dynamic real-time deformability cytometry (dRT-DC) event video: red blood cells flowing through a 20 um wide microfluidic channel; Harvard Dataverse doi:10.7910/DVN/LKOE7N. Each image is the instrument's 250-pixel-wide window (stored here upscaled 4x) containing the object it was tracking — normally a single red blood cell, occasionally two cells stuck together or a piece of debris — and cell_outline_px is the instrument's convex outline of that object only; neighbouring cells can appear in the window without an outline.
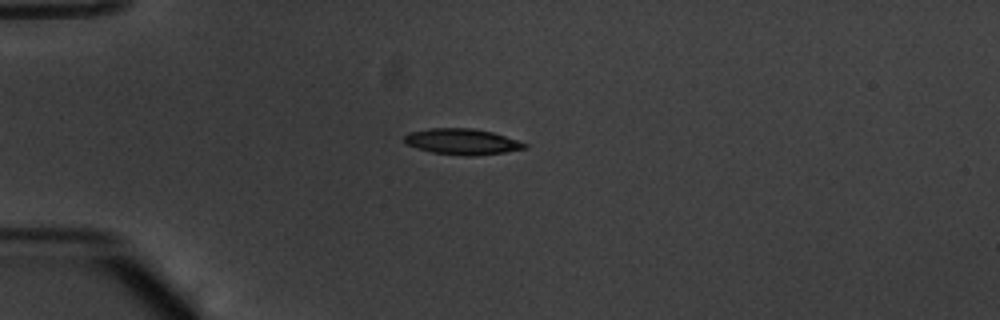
{"species": "common noctule bat (a hibernating species)", "species_latin": "Nyctalus noctula", "temperature_condition": "warm", "stored_images_in_passage": 40, "camera_frame_rate_fps": 3000, "um_per_image_px": 0.085, "animal": {"sex": "male", "body_mass_g": 20.1, "forearm_length_mm": 53.5}, "frame": {"image": 1, "passage_image": 1, "time_ms": 0.0, "image_size_px": [1000, 320], "cell_outline_px": [[528, 148], [504, 152], [476, 156], [464, 156], [432, 152], [416, 148], [404, 144], [404, 136], [408, 132], [428, 128], [472, 128], [492, 132], [528, 144]], "centroid_in_image_um": [39.24, 12.04], "position_along_channel_um": 45.8, "area_um2": 18.26}}
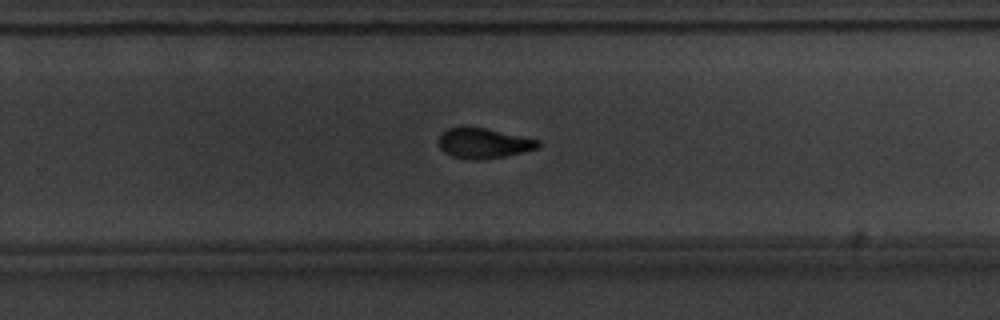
{"frame": {"image": 2, "passage_image": 22, "time_ms": 7.0, "image_size_px": [1000, 320], "cell_outline_px": [[540, 144], [536, 148], [504, 156], [484, 160], [472, 160], [452, 156], [444, 152], [440, 148], [440, 136], [448, 128], [484, 128], [540, 140]], "centroid_in_image_um": [41.1, 12.19], "position_along_channel_um": 288.7, "area_um2": 16.99}}
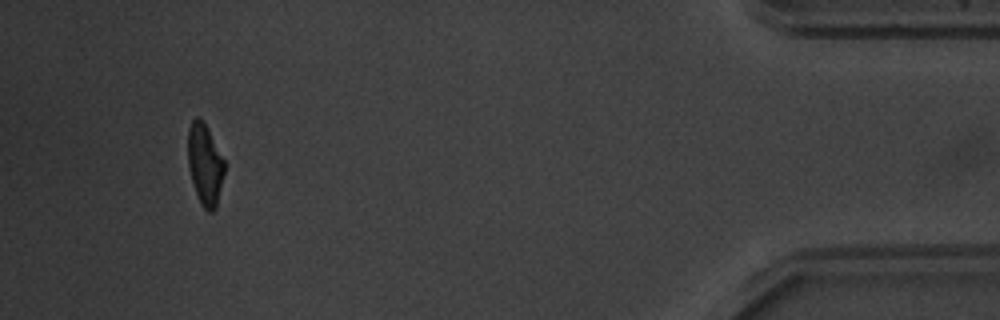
{"frame": {"image": 3, "passage_image": 37, "time_ms": 12.0, "image_size_px": [1000, 320], "cell_outline_px": [[224, 172], [216, 208], [212, 212], [208, 212], [200, 204], [192, 180], [188, 164], [188, 128], [192, 120], [196, 116], [204, 124], [224, 160]], "centroid_in_image_um": [17.4, 14.02], "position_along_channel_um": 417.8, "area_um2": 16.82}, "authors_computed_cell_mechanics": {"area_um2": 18.1203, "velocity_mm_per_s": 3.8252, "shape_relaxation_time_tau1_ms": 2.7472, "shape_relaxation_time_tau2_ms": 2.787, "deformation_change_tau1": 0.16, "deformation_change_tau2": 0.0773}}